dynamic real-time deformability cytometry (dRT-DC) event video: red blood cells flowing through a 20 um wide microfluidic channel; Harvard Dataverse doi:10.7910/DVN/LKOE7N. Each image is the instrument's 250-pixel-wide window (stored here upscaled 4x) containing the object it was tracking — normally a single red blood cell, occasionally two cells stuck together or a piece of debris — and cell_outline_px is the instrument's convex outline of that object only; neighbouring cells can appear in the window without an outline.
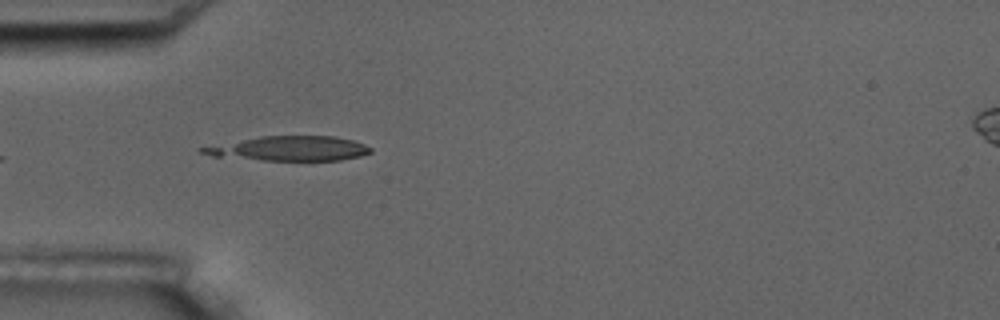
{"species": "common noctule bat (a hibernating species)", "species_latin": "Nyctalus noctula", "temperature_condition": "room temperature", "stored_images_in_passage": 8, "camera_frame_rate_fps": 3000, "um_per_image_px": 0.085, "animal": {"sex": "male", "body_mass_g": 17.5, "forearm_length_mm": 52.3}, "frame": {"image": 1, "passage_image": 6, "time_ms": 6.0, "image_size_px": [1000, 320], "cell_outline_px": [[372, 152], [360, 156], [340, 160], [260, 160], [212, 156], [200, 152], [196, 148], [260, 136], [336, 136], [352, 140], [364, 144], [372, 148]], "centroid_in_image_um": [24.58, 12.62], "position_along_channel_um": 60.4, "area_um2": 24.1}}